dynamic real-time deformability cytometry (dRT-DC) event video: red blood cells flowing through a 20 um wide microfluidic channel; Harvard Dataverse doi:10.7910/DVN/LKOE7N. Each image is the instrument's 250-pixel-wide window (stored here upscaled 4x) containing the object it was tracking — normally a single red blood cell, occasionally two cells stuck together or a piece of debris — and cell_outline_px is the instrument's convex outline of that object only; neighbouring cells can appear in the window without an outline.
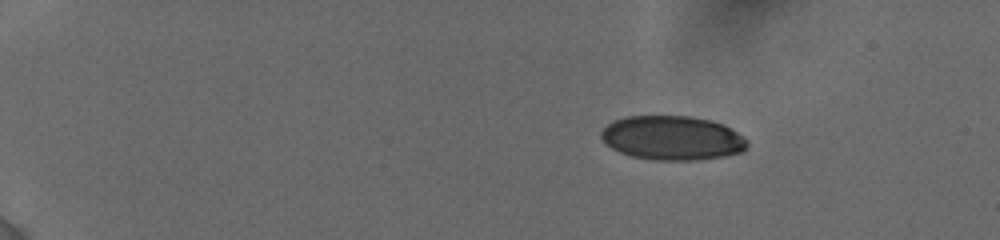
{"species": "human", "species_latin": "Homo sapiens", "temperature_condition": "cold", "stored_images_in_passage": 42, "camera_frame_rate_fps": 3000, "um_per_image_px": 0.085, "donor": {"sex": "female"}, "frame": {"image": 1, "passage_image": 1, "time_ms": 0.0, "image_size_px": [1000, 240], "cell_outline_px": [[748, 144], [740, 152], [724, 156], [696, 160], [656, 160], [632, 156], [620, 152], [612, 148], [600, 136], [600, 132], [612, 120], [624, 116], [692, 116], [712, 120], [724, 124], [744, 136], [748, 140]], "centroid_in_image_um": [57.15, 11.71], "position_along_channel_um": 27.8, "area_um2": 37.74}}
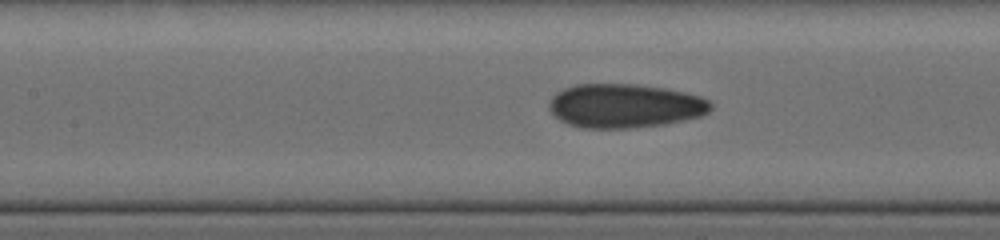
{"frame": {"image": 2, "passage_image": 26, "time_ms": 6.333, "image_size_px": [1000, 240], "cell_outline_px": [[712, 108], [708, 112], [700, 116], [684, 120], [664, 124], [628, 128], [580, 128], [568, 124], [560, 120], [548, 108], [548, 104], [552, 96], [556, 92], [564, 88], [576, 84], [636, 84], [664, 88], [684, 92], [700, 96], [708, 100], [712, 104]], "centroid_in_image_um": [53.09, 8.99], "position_along_channel_um": 154.3, "area_um2": 41.5}}
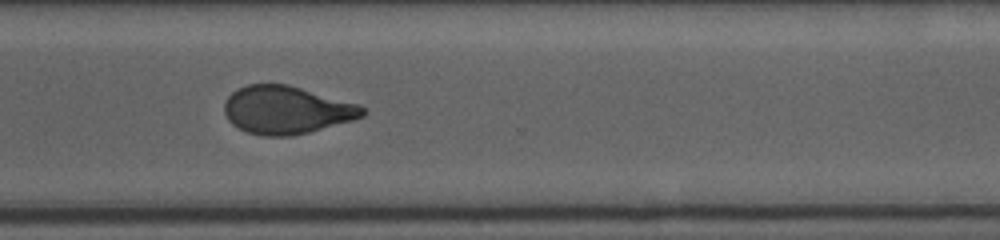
{"frame": {"image": 3, "passage_image": 41, "time_ms": 11.333, "image_size_px": [1000, 240], "cell_outline_px": [[368, 112], [364, 116], [352, 120], [308, 132], [292, 136], [264, 136], [248, 132], [232, 124], [228, 120], [224, 112], [224, 104], [228, 96], [236, 88], [248, 84], [288, 84], [360, 104]], "centroid_in_image_um": [24.36, 9.34], "position_along_channel_um": 346.2, "area_um2": 38.67}}